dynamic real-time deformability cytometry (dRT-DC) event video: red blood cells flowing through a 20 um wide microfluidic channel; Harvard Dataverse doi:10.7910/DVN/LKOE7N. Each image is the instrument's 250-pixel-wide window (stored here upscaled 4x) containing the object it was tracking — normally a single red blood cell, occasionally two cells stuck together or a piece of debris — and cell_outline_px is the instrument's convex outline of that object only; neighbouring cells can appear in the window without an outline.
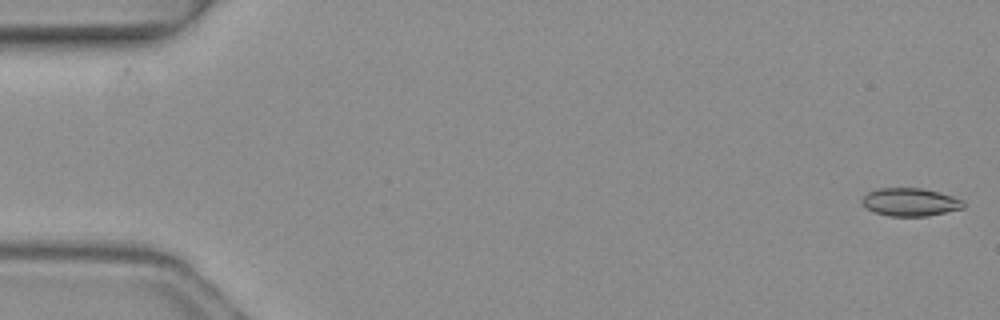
{"species": "common noctule bat (a hibernating species)", "species_latin": "Nyctalus noctula", "temperature_condition": "warm", "stored_images_in_passage": 6, "camera_frame_rate_fps": 3000, "um_per_image_px": 0.085, "animal": {"sex": "female", "body_mass_g": 19.3, "forearm_length_mm": 54.1}, "frame": {"image": 1, "passage_image": 1, "time_ms": 0.0, "image_size_px": [1000, 320], "cell_outline_px": [[964, 208], [928, 216], [888, 216], [864, 208], [860, 200], [868, 192], [876, 188], [924, 188], [940, 192], [964, 200]], "centroid_in_image_um": [77.35, 17.17], "position_along_channel_um": 7.6, "area_um2": 16.76}}
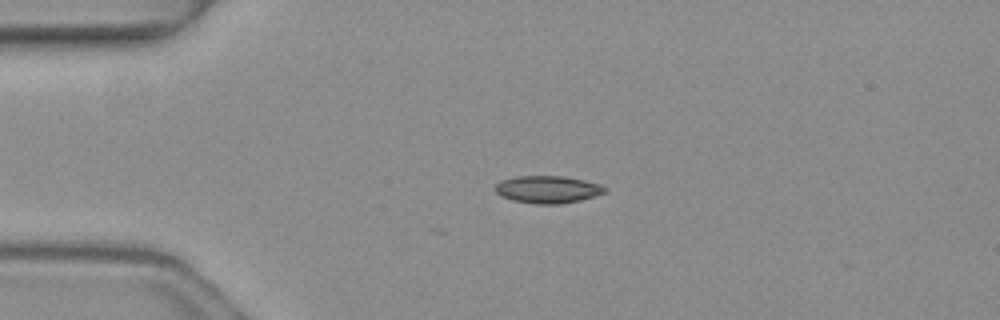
{"frame": {"image": 2, "passage_image": 4, "time_ms": 1.0, "image_size_px": [1000, 320], "cell_outline_px": [[608, 192], [580, 200], [560, 204], [536, 204], [512, 200], [500, 196], [492, 188], [500, 180], [516, 176], [564, 176], [584, 180], [600, 184], [608, 188]], "centroid_in_image_um": [46.54, 16.1], "position_along_channel_um": 38.5, "area_um2": 17.74}}